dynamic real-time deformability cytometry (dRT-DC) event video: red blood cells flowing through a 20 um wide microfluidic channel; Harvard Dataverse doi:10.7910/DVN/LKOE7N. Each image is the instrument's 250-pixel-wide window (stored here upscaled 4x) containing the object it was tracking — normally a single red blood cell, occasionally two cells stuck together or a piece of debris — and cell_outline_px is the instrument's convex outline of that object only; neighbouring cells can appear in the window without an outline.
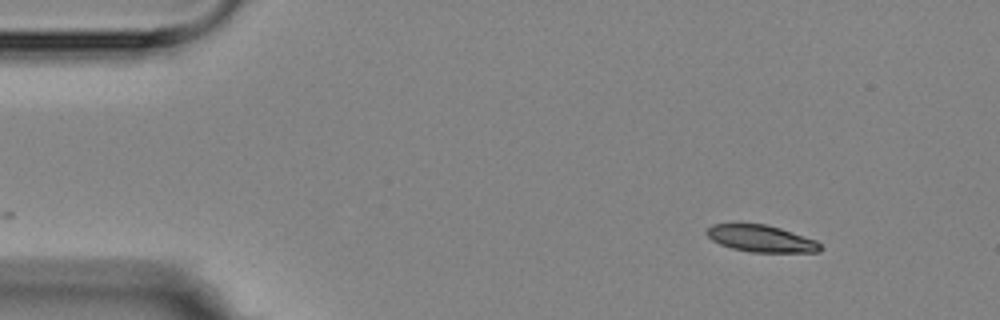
{"species": "Egyptian fruit bat (a non-hibernating species)", "species_latin": "Rousettus aegyptiacus", "temperature_condition": "room temperature", "stored_images_in_passage": 2, "camera_frame_rate_fps": 3000, "um_per_image_px": 0.085, "animal": {"sex": "female"}, "frame": {"image": 1, "passage_image": 2, "time_ms": 1.333, "image_size_px": [1000, 320], "cell_outline_px": [[824, 248], [820, 252], [752, 252], [732, 248], [720, 244], [712, 240], [704, 232], [712, 224], [764, 224], [780, 228], [816, 240]], "centroid_in_image_um": [64.71, 20.28], "position_along_channel_um": 20.3, "area_um2": 17.69}}